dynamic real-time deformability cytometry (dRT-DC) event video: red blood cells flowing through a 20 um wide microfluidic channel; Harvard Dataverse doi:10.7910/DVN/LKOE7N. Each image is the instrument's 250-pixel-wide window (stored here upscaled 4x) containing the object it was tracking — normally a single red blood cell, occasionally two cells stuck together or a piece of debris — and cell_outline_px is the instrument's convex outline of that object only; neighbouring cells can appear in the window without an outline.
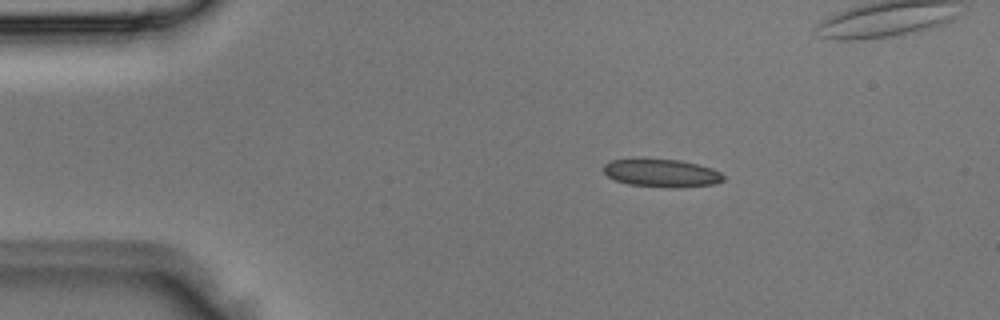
{"species": "Egyptian fruit bat (a non-hibernating species)", "species_latin": "Rousettus aegyptiacus", "temperature_condition": "room temperature", "stored_images_in_passage": 3, "camera_frame_rate_fps": 3000, "um_per_image_px": 0.085, "animal": {"sex": "male"}, "frame": {"image": 1, "passage_image": 1, "time_ms": 0.0, "image_size_px": [1000, 320], "cell_outline_px": [[724, 180], [716, 184], [680, 188], [676, 188], [628, 184], [616, 180], [608, 176], [604, 172], [604, 164], [612, 160], [632, 156], [636, 156], [680, 160], [712, 168], [720, 172], [724, 176]], "centroid_in_image_um": [56.21, 14.67], "position_along_channel_um": 28.8, "area_um2": 20.23}}